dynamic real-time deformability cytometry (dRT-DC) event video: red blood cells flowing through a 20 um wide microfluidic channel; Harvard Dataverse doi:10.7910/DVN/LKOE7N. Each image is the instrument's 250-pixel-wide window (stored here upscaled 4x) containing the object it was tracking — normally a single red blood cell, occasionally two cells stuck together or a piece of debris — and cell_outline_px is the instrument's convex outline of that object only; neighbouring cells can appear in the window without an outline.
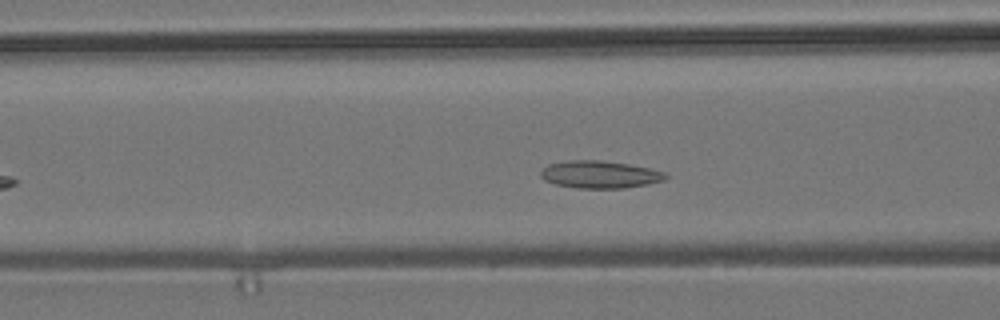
{"species": "common noctule bat (a hibernating species)", "species_latin": "Nyctalus noctula", "temperature_condition": "room temperature", "stored_images_in_passage": 44, "camera_frame_rate_fps": 3000, "um_per_image_px": 0.085, "animal": {"sex": "male", "body_mass_g": 19.2, "forearm_length_mm": 51.8}, "frame": {"image": 1, "passage_image": 14, "time_ms": 4.333, "image_size_px": [1000, 320], "cell_outline_px": [[668, 176], [664, 180], [648, 184], [624, 188], [576, 188], [556, 184], [544, 180], [540, 176], [540, 172], [548, 164], [568, 160], [600, 160], [628, 164], [648, 168], [664, 172]], "centroid_in_image_um": [50.96, 14.83], "position_along_channel_um": 115.6, "area_um2": 19.88}}
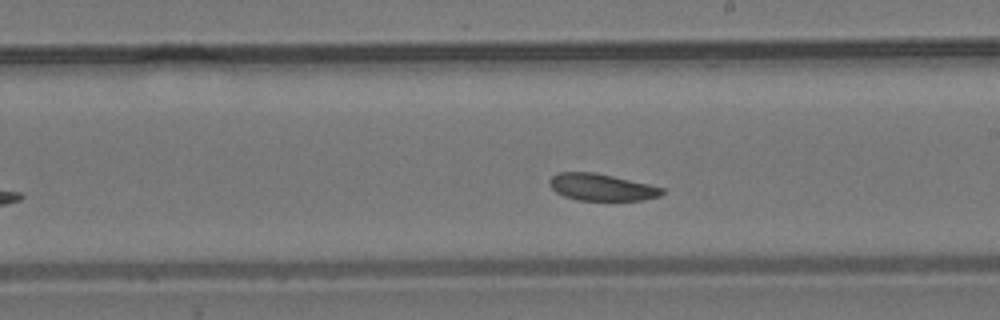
{"frame": {"image": 2, "passage_image": 24, "time_ms": 7.667, "image_size_px": [1000, 320], "cell_outline_px": [[664, 192], [660, 196], [644, 200], [580, 200], [564, 196], [556, 192], [548, 184], [548, 180], [556, 172], [592, 172], [612, 176], [648, 184], [664, 188]], "centroid_in_image_um": [51.11, 15.91], "position_along_channel_um": 237.9, "area_um2": 17.57}}
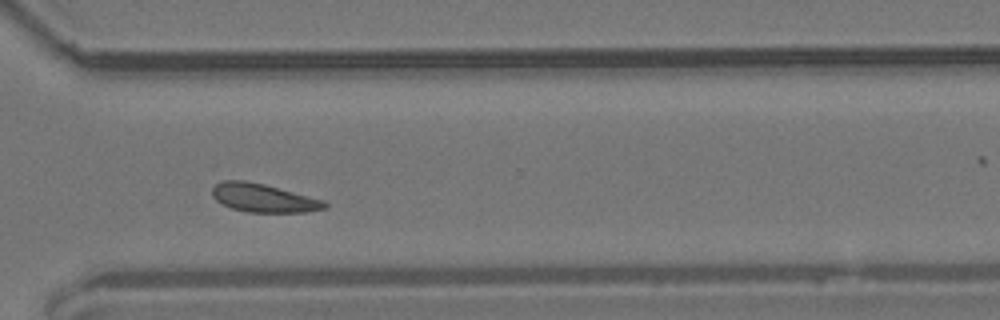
{"frame": {"image": 3, "passage_image": 33, "time_ms": 10.667, "image_size_px": [1000, 320], "cell_outline_px": [[328, 208], [304, 212], [248, 212], [232, 208], [216, 200], [212, 196], [212, 188], [216, 184], [224, 180], [244, 180], [264, 184], [324, 200], [328, 204]], "centroid_in_image_um": [22.4, 16.82], "position_along_channel_um": 348.2, "area_um2": 18.5}, "authors_computed_cell_mechanics": {"area_um2": 18.6116, "velocity_mm_per_s": 3.6753, "shape_relaxation_time_tau1_ms": null, "shape_relaxation_time_tau2_ms": 4.1828, "deformation_change_tau1": null, "deformation_change_tau2": 0.0946}}